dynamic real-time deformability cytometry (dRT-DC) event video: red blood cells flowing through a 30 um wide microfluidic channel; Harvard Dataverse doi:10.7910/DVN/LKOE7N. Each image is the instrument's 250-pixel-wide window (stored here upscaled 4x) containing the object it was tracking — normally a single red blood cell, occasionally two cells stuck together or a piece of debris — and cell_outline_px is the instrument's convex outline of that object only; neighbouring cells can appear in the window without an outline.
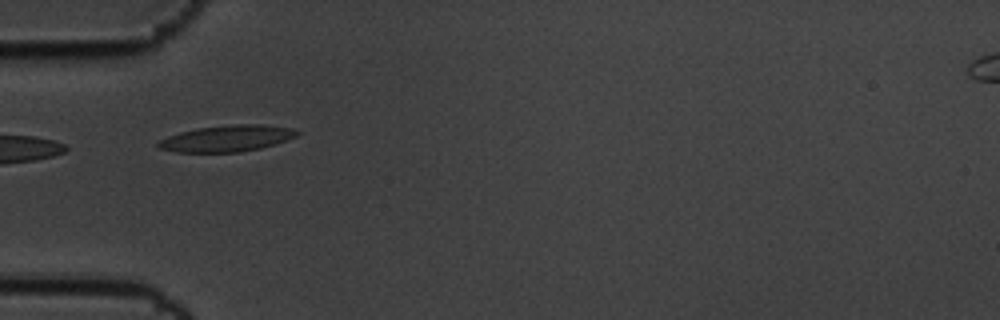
{"species": "common noctule bat (a hibernating species)", "species_latin": "Nyctalus noctula", "temperature_condition": "cold", "stored_images_in_passage": 7, "camera_frame_rate_fps": 3000, "um_per_image_px": 0.085, "animal": {"sex": "male", "body_mass_g": 19.5, "forearm_length_mm": 54.6}, "frame": {"image": 1, "passage_image": 6, "time_ms": 1.667, "image_size_px": [1000, 320], "cell_outline_px": [[300, 132], [296, 136], [260, 148], [240, 152], [176, 152], [160, 148], [156, 144], [160, 140], [168, 136], [180, 132], [196, 128], [232, 124], [260, 124], [292, 128]], "centroid_in_image_um": [19.26, 11.76], "position_along_channel_um": 65.7, "area_um2": 21.1}}